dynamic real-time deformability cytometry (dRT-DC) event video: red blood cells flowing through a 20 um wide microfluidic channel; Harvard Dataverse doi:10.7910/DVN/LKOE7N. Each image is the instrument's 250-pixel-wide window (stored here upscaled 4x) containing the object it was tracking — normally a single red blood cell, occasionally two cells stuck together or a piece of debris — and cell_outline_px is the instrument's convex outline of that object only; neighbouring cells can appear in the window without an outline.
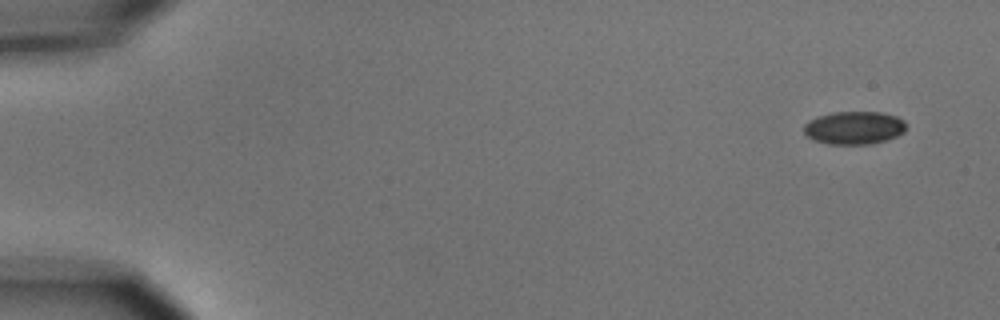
{"species": "common noctule bat (a hibernating species)", "species_latin": "Nyctalus noctula", "temperature_condition": "cold", "stored_images_in_passage": 6, "camera_frame_rate_fps": 3000, "um_per_image_px": 0.085, "animal": {"sex": "male", "body_mass_g": 15.6}, "frame": {"image": 1, "passage_image": 1, "time_ms": 0.0, "image_size_px": [1000, 320], "cell_outline_px": [[904, 132], [896, 136], [884, 140], [868, 144], [828, 144], [816, 140], [808, 136], [804, 132], [804, 124], [808, 120], [816, 116], [832, 112], [880, 112], [896, 116], [904, 120]], "centroid_in_image_um": [72.57, 10.85], "position_along_channel_um": 12.4, "area_um2": 19.54}}
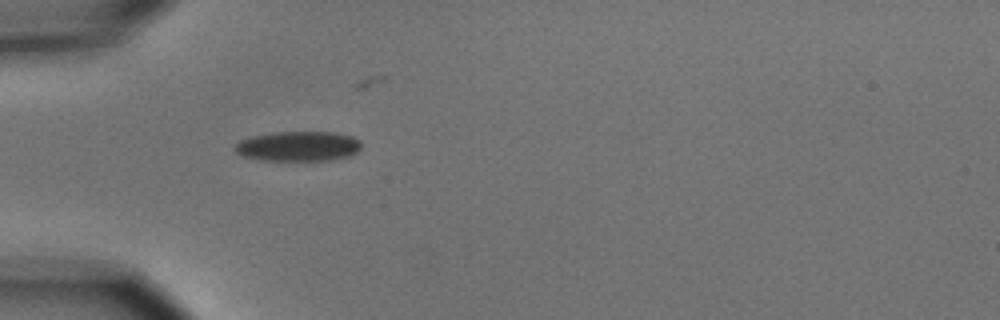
{"frame": {"image": 2, "passage_image": 5, "time_ms": 4.667, "image_size_px": [1000, 320], "cell_outline_px": [[360, 148], [356, 152], [348, 156], [332, 160], [260, 160], [244, 156], [236, 152], [236, 144], [240, 140], [252, 136], [276, 132], [332, 132], [352, 136], [360, 140]], "centroid_in_image_um": [25.36, 12.43], "position_along_channel_um": 59.6, "area_um2": 21.85}}
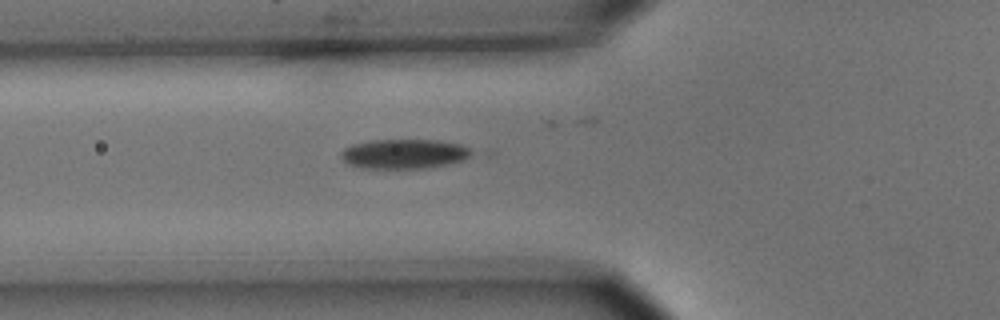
{"frame": {"image": 3, "passage_image": 6, "time_ms": 5.667, "image_size_px": [1000, 320], "cell_outline_px": [[496, 152], [488, 156], [428, 168], [364, 168], [348, 164], [340, 156], [340, 152], [344, 148], [352, 144], [372, 140], [436, 140], [488, 148]], "centroid_in_image_um": [34.84, 13.07], "position_along_channel_um": 91.0, "area_um2": 24.45}}